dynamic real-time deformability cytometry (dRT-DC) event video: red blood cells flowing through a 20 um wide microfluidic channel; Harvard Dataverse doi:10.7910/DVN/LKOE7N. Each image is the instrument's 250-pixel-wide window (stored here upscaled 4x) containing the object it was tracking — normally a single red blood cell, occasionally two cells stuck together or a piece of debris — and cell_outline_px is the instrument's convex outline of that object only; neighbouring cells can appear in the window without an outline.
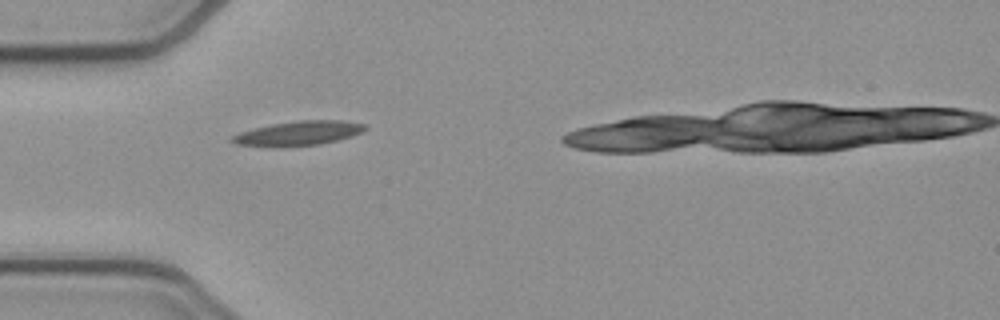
{"species": "common noctule bat (a hibernating species)", "species_latin": "Nyctalus noctula", "temperature_condition": "cold", "stored_images_in_passage": 4, "camera_frame_rate_fps": 3000, "um_per_image_px": 0.085, "animal": {"sex": "female", "body_mass_g": 21.9}, "frame": {"image": 1, "passage_image": 1, "time_ms": 0.0, "image_size_px": [1000, 320], "cell_outline_px": [[368, 128], [352, 136], [320, 144], [276, 148], [272, 148], [236, 144], [228, 140], [232, 136], [240, 132], [272, 124], [296, 120], [344, 120], [364, 124]], "centroid_in_image_um": [25.33, 11.34], "position_along_channel_um": 59.7, "area_um2": 19.13}}